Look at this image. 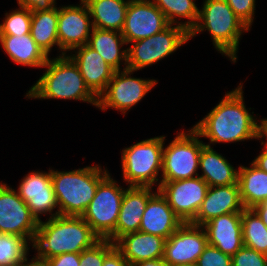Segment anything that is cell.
<instances>
[{
  "instance_id": "f1b7e54d",
  "label": "cell",
  "mask_w": 267,
  "mask_h": 266,
  "mask_svg": "<svg viewBox=\"0 0 267 266\" xmlns=\"http://www.w3.org/2000/svg\"><path fill=\"white\" fill-rule=\"evenodd\" d=\"M162 11L170 24L180 25L188 32L196 25L199 9L194 0H152ZM187 19L188 21L177 22V19Z\"/></svg>"
},
{
  "instance_id": "b9f144b4",
  "label": "cell",
  "mask_w": 267,
  "mask_h": 266,
  "mask_svg": "<svg viewBox=\"0 0 267 266\" xmlns=\"http://www.w3.org/2000/svg\"><path fill=\"white\" fill-rule=\"evenodd\" d=\"M252 162L261 170L267 172V148L263 147L262 152Z\"/></svg>"
},
{
  "instance_id": "3957f363",
  "label": "cell",
  "mask_w": 267,
  "mask_h": 266,
  "mask_svg": "<svg viewBox=\"0 0 267 266\" xmlns=\"http://www.w3.org/2000/svg\"><path fill=\"white\" fill-rule=\"evenodd\" d=\"M46 72L25 97L38 99H74L98 106V98L86 86L77 64L67 55L48 59Z\"/></svg>"
},
{
  "instance_id": "7a4b0ae2",
  "label": "cell",
  "mask_w": 267,
  "mask_h": 266,
  "mask_svg": "<svg viewBox=\"0 0 267 266\" xmlns=\"http://www.w3.org/2000/svg\"><path fill=\"white\" fill-rule=\"evenodd\" d=\"M99 240L81 216L59 215L39 222L32 247L38 256L50 259L64 253H81Z\"/></svg>"
},
{
  "instance_id": "8d00e7d4",
  "label": "cell",
  "mask_w": 267,
  "mask_h": 266,
  "mask_svg": "<svg viewBox=\"0 0 267 266\" xmlns=\"http://www.w3.org/2000/svg\"><path fill=\"white\" fill-rule=\"evenodd\" d=\"M50 266H79L80 253H64L48 259Z\"/></svg>"
},
{
  "instance_id": "4316f807",
  "label": "cell",
  "mask_w": 267,
  "mask_h": 266,
  "mask_svg": "<svg viewBox=\"0 0 267 266\" xmlns=\"http://www.w3.org/2000/svg\"><path fill=\"white\" fill-rule=\"evenodd\" d=\"M57 26V6L32 10L31 36L48 56L53 46L59 47Z\"/></svg>"
},
{
  "instance_id": "83f0119b",
  "label": "cell",
  "mask_w": 267,
  "mask_h": 266,
  "mask_svg": "<svg viewBox=\"0 0 267 266\" xmlns=\"http://www.w3.org/2000/svg\"><path fill=\"white\" fill-rule=\"evenodd\" d=\"M238 184L244 208H253L267 200V172L253 162L251 167L238 168Z\"/></svg>"
},
{
  "instance_id": "5bb4252c",
  "label": "cell",
  "mask_w": 267,
  "mask_h": 266,
  "mask_svg": "<svg viewBox=\"0 0 267 266\" xmlns=\"http://www.w3.org/2000/svg\"><path fill=\"white\" fill-rule=\"evenodd\" d=\"M207 245L203 226L183 223L166 239L163 259L168 266L196 264Z\"/></svg>"
},
{
  "instance_id": "ffe728a7",
  "label": "cell",
  "mask_w": 267,
  "mask_h": 266,
  "mask_svg": "<svg viewBox=\"0 0 267 266\" xmlns=\"http://www.w3.org/2000/svg\"><path fill=\"white\" fill-rule=\"evenodd\" d=\"M183 221L174 213L166 198L157 189L148 200L139 231L168 239Z\"/></svg>"
},
{
  "instance_id": "6da1fadb",
  "label": "cell",
  "mask_w": 267,
  "mask_h": 266,
  "mask_svg": "<svg viewBox=\"0 0 267 266\" xmlns=\"http://www.w3.org/2000/svg\"><path fill=\"white\" fill-rule=\"evenodd\" d=\"M243 84L226 92L223 99L192 129L210 144L234 143L257 137L258 120L246 109Z\"/></svg>"
},
{
  "instance_id": "7402d4cb",
  "label": "cell",
  "mask_w": 267,
  "mask_h": 266,
  "mask_svg": "<svg viewBox=\"0 0 267 266\" xmlns=\"http://www.w3.org/2000/svg\"><path fill=\"white\" fill-rule=\"evenodd\" d=\"M166 239L146 232H131L120 237L116 248L130 264L146 260L160 259L164 256Z\"/></svg>"
},
{
  "instance_id": "2e32d148",
  "label": "cell",
  "mask_w": 267,
  "mask_h": 266,
  "mask_svg": "<svg viewBox=\"0 0 267 266\" xmlns=\"http://www.w3.org/2000/svg\"><path fill=\"white\" fill-rule=\"evenodd\" d=\"M17 192L38 222L41 221L39 215H43V213L44 215L47 212L50 213L49 218L60 215L58 211L52 214L53 210L58 208V202L52 183L51 169L47 173L43 171L29 172L21 180Z\"/></svg>"
},
{
  "instance_id": "cb8c5ba5",
  "label": "cell",
  "mask_w": 267,
  "mask_h": 266,
  "mask_svg": "<svg viewBox=\"0 0 267 266\" xmlns=\"http://www.w3.org/2000/svg\"><path fill=\"white\" fill-rule=\"evenodd\" d=\"M210 144L202 147L199 168L202 170L200 177L209 185L228 186L238 183V171L221 154L212 149Z\"/></svg>"
},
{
  "instance_id": "484cf974",
  "label": "cell",
  "mask_w": 267,
  "mask_h": 266,
  "mask_svg": "<svg viewBox=\"0 0 267 266\" xmlns=\"http://www.w3.org/2000/svg\"><path fill=\"white\" fill-rule=\"evenodd\" d=\"M88 6L92 26L121 32L130 0H83Z\"/></svg>"
},
{
  "instance_id": "603a6c76",
  "label": "cell",
  "mask_w": 267,
  "mask_h": 266,
  "mask_svg": "<svg viewBox=\"0 0 267 266\" xmlns=\"http://www.w3.org/2000/svg\"><path fill=\"white\" fill-rule=\"evenodd\" d=\"M3 50L16 64L42 68L48 55L40 48L31 33L25 35H0Z\"/></svg>"
},
{
  "instance_id": "277c9868",
  "label": "cell",
  "mask_w": 267,
  "mask_h": 266,
  "mask_svg": "<svg viewBox=\"0 0 267 266\" xmlns=\"http://www.w3.org/2000/svg\"><path fill=\"white\" fill-rule=\"evenodd\" d=\"M211 34L217 51L235 63L242 32L250 28L234 13L225 0H205L189 39L202 31Z\"/></svg>"
},
{
  "instance_id": "7c38bea8",
  "label": "cell",
  "mask_w": 267,
  "mask_h": 266,
  "mask_svg": "<svg viewBox=\"0 0 267 266\" xmlns=\"http://www.w3.org/2000/svg\"><path fill=\"white\" fill-rule=\"evenodd\" d=\"M208 188L209 185L198 176L176 181H161L158 190L183 223H188L196 217Z\"/></svg>"
},
{
  "instance_id": "8992f818",
  "label": "cell",
  "mask_w": 267,
  "mask_h": 266,
  "mask_svg": "<svg viewBox=\"0 0 267 266\" xmlns=\"http://www.w3.org/2000/svg\"><path fill=\"white\" fill-rule=\"evenodd\" d=\"M164 140L165 136H157L122 150V175L129 186L153 187L159 180L157 189L160 187Z\"/></svg>"
},
{
  "instance_id": "d6a6232c",
  "label": "cell",
  "mask_w": 267,
  "mask_h": 266,
  "mask_svg": "<svg viewBox=\"0 0 267 266\" xmlns=\"http://www.w3.org/2000/svg\"><path fill=\"white\" fill-rule=\"evenodd\" d=\"M115 243L100 239L92 247L80 253L79 266H102L104 258L115 248Z\"/></svg>"
},
{
  "instance_id": "f35d334b",
  "label": "cell",
  "mask_w": 267,
  "mask_h": 266,
  "mask_svg": "<svg viewBox=\"0 0 267 266\" xmlns=\"http://www.w3.org/2000/svg\"><path fill=\"white\" fill-rule=\"evenodd\" d=\"M18 5L29 10L56 6V0H17Z\"/></svg>"
},
{
  "instance_id": "ee69618b",
  "label": "cell",
  "mask_w": 267,
  "mask_h": 266,
  "mask_svg": "<svg viewBox=\"0 0 267 266\" xmlns=\"http://www.w3.org/2000/svg\"><path fill=\"white\" fill-rule=\"evenodd\" d=\"M131 266H168L163 258L137 262Z\"/></svg>"
},
{
  "instance_id": "d6986e66",
  "label": "cell",
  "mask_w": 267,
  "mask_h": 266,
  "mask_svg": "<svg viewBox=\"0 0 267 266\" xmlns=\"http://www.w3.org/2000/svg\"><path fill=\"white\" fill-rule=\"evenodd\" d=\"M73 52L75 54L69 56L77 64L86 86L98 98L106 90L115 70L87 44Z\"/></svg>"
},
{
  "instance_id": "f6af8a7d",
  "label": "cell",
  "mask_w": 267,
  "mask_h": 266,
  "mask_svg": "<svg viewBox=\"0 0 267 266\" xmlns=\"http://www.w3.org/2000/svg\"><path fill=\"white\" fill-rule=\"evenodd\" d=\"M174 266H197L196 264H183V265H174Z\"/></svg>"
},
{
  "instance_id": "44dd1931",
  "label": "cell",
  "mask_w": 267,
  "mask_h": 266,
  "mask_svg": "<svg viewBox=\"0 0 267 266\" xmlns=\"http://www.w3.org/2000/svg\"><path fill=\"white\" fill-rule=\"evenodd\" d=\"M127 186L116 224V241L127 233L139 231L148 200L156 193L150 186Z\"/></svg>"
},
{
  "instance_id": "4fadbf2b",
  "label": "cell",
  "mask_w": 267,
  "mask_h": 266,
  "mask_svg": "<svg viewBox=\"0 0 267 266\" xmlns=\"http://www.w3.org/2000/svg\"><path fill=\"white\" fill-rule=\"evenodd\" d=\"M170 25L151 0H130L121 31L127 45L161 32Z\"/></svg>"
},
{
  "instance_id": "ba28073f",
  "label": "cell",
  "mask_w": 267,
  "mask_h": 266,
  "mask_svg": "<svg viewBox=\"0 0 267 266\" xmlns=\"http://www.w3.org/2000/svg\"><path fill=\"white\" fill-rule=\"evenodd\" d=\"M200 136L191 128L181 131L165 148L163 146L161 181H176L198 177L202 147Z\"/></svg>"
},
{
  "instance_id": "e0dca14e",
  "label": "cell",
  "mask_w": 267,
  "mask_h": 266,
  "mask_svg": "<svg viewBox=\"0 0 267 266\" xmlns=\"http://www.w3.org/2000/svg\"><path fill=\"white\" fill-rule=\"evenodd\" d=\"M244 209L238 183L209 187L196 217L190 223L203 226L215 217Z\"/></svg>"
},
{
  "instance_id": "ac0fdd59",
  "label": "cell",
  "mask_w": 267,
  "mask_h": 266,
  "mask_svg": "<svg viewBox=\"0 0 267 266\" xmlns=\"http://www.w3.org/2000/svg\"><path fill=\"white\" fill-rule=\"evenodd\" d=\"M208 244L233 256L243 244L241 212H233L213 218L203 225Z\"/></svg>"
},
{
  "instance_id": "1f68e13d",
  "label": "cell",
  "mask_w": 267,
  "mask_h": 266,
  "mask_svg": "<svg viewBox=\"0 0 267 266\" xmlns=\"http://www.w3.org/2000/svg\"><path fill=\"white\" fill-rule=\"evenodd\" d=\"M3 23L0 24V35L30 34L32 10L19 6L9 13H5Z\"/></svg>"
},
{
  "instance_id": "7bdbcfd3",
  "label": "cell",
  "mask_w": 267,
  "mask_h": 266,
  "mask_svg": "<svg viewBox=\"0 0 267 266\" xmlns=\"http://www.w3.org/2000/svg\"><path fill=\"white\" fill-rule=\"evenodd\" d=\"M252 209L257 213L267 227V200L255 205Z\"/></svg>"
},
{
  "instance_id": "836d02e7",
  "label": "cell",
  "mask_w": 267,
  "mask_h": 266,
  "mask_svg": "<svg viewBox=\"0 0 267 266\" xmlns=\"http://www.w3.org/2000/svg\"><path fill=\"white\" fill-rule=\"evenodd\" d=\"M231 266H267V255L243 246L232 256Z\"/></svg>"
},
{
  "instance_id": "e575fe53",
  "label": "cell",
  "mask_w": 267,
  "mask_h": 266,
  "mask_svg": "<svg viewBox=\"0 0 267 266\" xmlns=\"http://www.w3.org/2000/svg\"><path fill=\"white\" fill-rule=\"evenodd\" d=\"M232 256L223 253L218 248L207 245L197 260V266H231Z\"/></svg>"
},
{
  "instance_id": "9c48e42d",
  "label": "cell",
  "mask_w": 267,
  "mask_h": 266,
  "mask_svg": "<svg viewBox=\"0 0 267 266\" xmlns=\"http://www.w3.org/2000/svg\"><path fill=\"white\" fill-rule=\"evenodd\" d=\"M189 32L180 25L170 24L155 35L133 41L127 48V69L138 71L157 63L188 42Z\"/></svg>"
},
{
  "instance_id": "4dcf8cb0",
  "label": "cell",
  "mask_w": 267,
  "mask_h": 266,
  "mask_svg": "<svg viewBox=\"0 0 267 266\" xmlns=\"http://www.w3.org/2000/svg\"><path fill=\"white\" fill-rule=\"evenodd\" d=\"M24 237L0 233V266H19L28 254Z\"/></svg>"
},
{
  "instance_id": "9a60e30c",
  "label": "cell",
  "mask_w": 267,
  "mask_h": 266,
  "mask_svg": "<svg viewBox=\"0 0 267 266\" xmlns=\"http://www.w3.org/2000/svg\"><path fill=\"white\" fill-rule=\"evenodd\" d=\"M80 5L58 7V50H61V55L88 43L93 29L91 15L83 0Z\"/></svg>"
},
{
  "instance_id": "52a82bcc",
  "label": "cell",
  "mask_w": 267,
  "mask_h": 266,
  "mask_svg": "<svg viewBox=\"0 0 267 266\" xmlns=\"http://www.w3.org/2000/svg\"><path fill=\"white\" fill-rule=\"evenodd\" d=\"M110 173L98 184L95 196L82 218L100 239L116 242V224L125 188L120 187Z\"/></svg>"
},
{
  "instance_id": "d4e9b609",
  "label": "cell",
  "mask_w": 267,
  "mask_h": 266,
  "mask_svg": "<svg viewBox=\"0 0 267 266\" xmlns=\"http://www.w3.org/2000/svg\"><path fill=\"white\" fill-rule=\"evenodd\" d=\"M127 45L121 32L114 30H102L94 28L87 45L98 52L107 64L115 71H119L121 61L124 62V68L127 69V48L121 50V46Z\"/></svg>"
},
{
  "instance_id": "60d3db41",
  "label": "cell",
  "mask_w": 267,
  "mask_h": 266,
  "mask_svg": "<svg viewBox=\"0 0 267 266\" xmlns=\"http://www.w3.org/2000/svg\"><path fill=\"white\" fill-rule=\"evenodd\" d=\"M267 140V119L263 118L260 120V123L257 122V137L256 139H262L265 138ZM261 145L265 146L267 148V141L261 142Z\"/></svg>"
},
{
  "instance_id": "f546056e",
  "label": "cell",
  "mask_w": 267,
  "mask_h": 266,
  "mask_svg": "<svg viewBox=\"0 0 267 266\" xmlns=\"http://www.w3.org/2000/svg\"><path fill=\"white\" fill-rule=\"evenodd\" d=\"M243 244L267 255V227L252 208L241 212Z\"/></svg>"
},
{
  "instance_id": "74e56055",
  "label": "cell",
  "mask_w": 267,
  "mask_h": 266,
  "mask_svg": "<svg viewBox=\"0 0 267 266\" xmlns=\"http://www.w3.org/2000/svg\"><path fill=\"white\" fill-rule=\"evenodd\" d=\"M102 266H130L122 253L115 247L105 258Z\"/></svg>"
},
{
  "instance_id": "8fae6325",
  "label": "cell",
  "mask_w": 267,
  "mask_h": 266,
  "mask_svg": "<svg viewBox=\"0 0 267 266\" xmlns=\"http://www.w3.org/2000/svg\"><path fill=\"white\" fill-rule=\"evenodd\" d=\"M38 225L18 192L0 182V233L21 236L33 243Z\"/></svg>"
},
{
  "instance_id": "d590c367",
  "label": "cell",
  "mask_w": 267,
  "mask_h": 266,
  "mask_svg": "<svg viewBox=\"0 0 267 266\" xmlns=\"http://www.w3.org/2000/svg\"><path fill=\"white\" fill-rule=\"evenodd\" d=\"M234 13L249 27L253 23L255 0H225Z\"/></svg>"
},
{
  "instance_id": "30bf717a",
  "label": "cell",
  "mask_w": 267,
  "mask_h": 266,
  "mask_svg": "<svg viewBox=\"0 0 267 266\" xmlns=\"http://www.w3.org/2000/svg\"><path fill=\"white\" fill-rule=\"evenodd\" d=\"M115 71L106 90L98 97V108L106 111L113 108L125 114L157 84L154 79L131 77L130 69Z\"/></svg>"
},
{
  "instance_id": "5b68a950",
  "label": "cell",
  "mask_w": 267,
  "mask_h": 266,
  "mask_svg": "<svg viewBox=\"0 0 267 266\" xmlns=\"http://www.w3.org/2000/svg\"><path fill=\"white\" fill-rule=\"evenodd\" d=\"M103 170V171H102ZM109 174L99 165L72 171H54L51 178L62 216H82L95 196L98 184Z\"/></svg>"
},
{
  "instance_id": "ab89813d",
  "label": "cell",
  "mask_w": 267,
  "mask_h": 266,
  "mask_svg": "<svg viewBox=\"0 0 267 266\" xmlns=\"http://www.w3.org/2000/svg\"><path fill=\"white\" fill-rule=\"evenodd\" d=\"M27 256L28 254L25 256V258L23 259V261L19 266H50L48 259L40 257L37 254L31 260H29V262L27 260Z\"/></svg>"
}]
</instances>
